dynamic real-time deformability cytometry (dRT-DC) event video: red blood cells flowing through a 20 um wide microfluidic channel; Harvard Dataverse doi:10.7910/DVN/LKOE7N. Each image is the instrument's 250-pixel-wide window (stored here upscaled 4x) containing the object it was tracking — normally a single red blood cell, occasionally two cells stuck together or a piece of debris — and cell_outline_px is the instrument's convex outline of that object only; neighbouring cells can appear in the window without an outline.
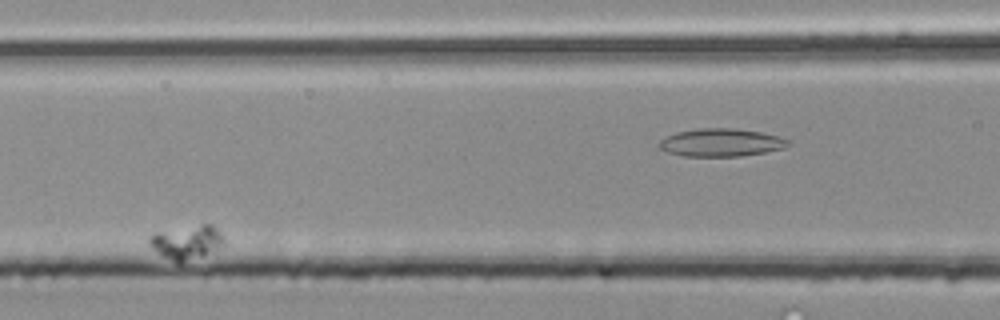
{"species": "common noctule bat (a hibernating species)", "species_latin": "Nyctalus noctula", "temperature_condition": "room temperature", "stored_images_in_passage": 6, "camera_frame_rate_fps": 3000, "um_per_image_px": 0.085, "animal": {"sex": "male", "body_mass_g": 20.4}, "frame": {"image": 1, "passage_image": 4, "time_ms": 1.0, "image_size_px": [1000, 320], "cell_outline_px": [[224, 244], [208, 252], [180, 260], [176, 260], [164, 256], [152, 248], [148, 244], [148, 236], [156, 232], [204, 224], [212, 224], [220, 232], [224, 240]], "centroid_in_image_um": [15.84, 20.51], "position_along_channel_um": 150.8, "area_um2": 13.76}}
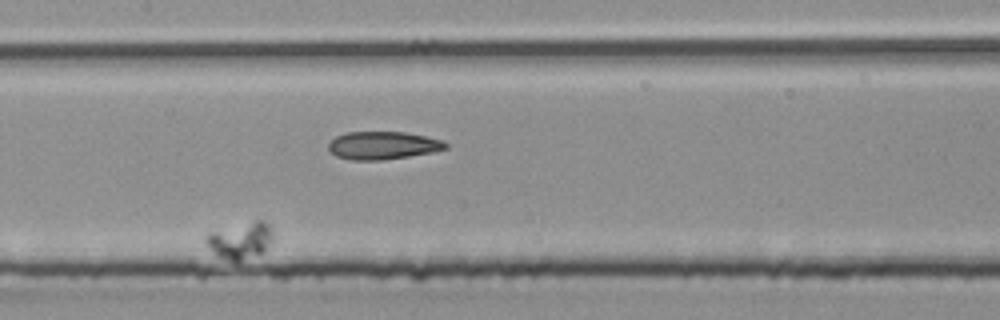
{"frame": {"image": 2, "passage_image": 5, "time_ms": 1.333, "image_size_px": [1000, 320], "cell_outline_px": [[276, 236], [272, 244], [268, 248], [260, 252], [240, 260], [232, 260], [220, 256], [212, 252], [204, 244], [204, 236], [208, 232], [256, 220], [264, 220], [272, 228]], "centroid_in_image_um": [20.45, 20.39], "position_along_channel_um": 186.9, "area_um2": 14.39}}
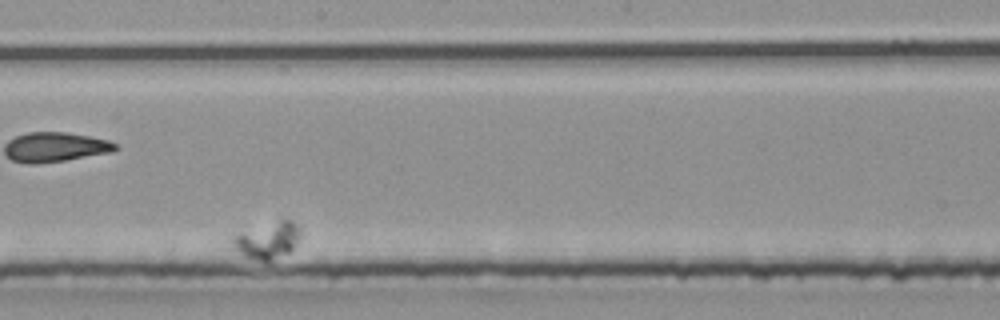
{"frame": {"image": 3, "passage_image": 6, "time_ms": 1.667, "image_size_px": [1000, 320], "cell_outline_px": [[300, 240], [292, 252], [268, 260], [260, 260], [244, 256], [236, 248], [232, 240], [240, 232], [280, 220], [292, 220], [296, 224], [300, 232]], "centroid_in_image_um": [22.82, 20.43], "position_along_channel_um": 225.4, "area_um2": 14.05}}